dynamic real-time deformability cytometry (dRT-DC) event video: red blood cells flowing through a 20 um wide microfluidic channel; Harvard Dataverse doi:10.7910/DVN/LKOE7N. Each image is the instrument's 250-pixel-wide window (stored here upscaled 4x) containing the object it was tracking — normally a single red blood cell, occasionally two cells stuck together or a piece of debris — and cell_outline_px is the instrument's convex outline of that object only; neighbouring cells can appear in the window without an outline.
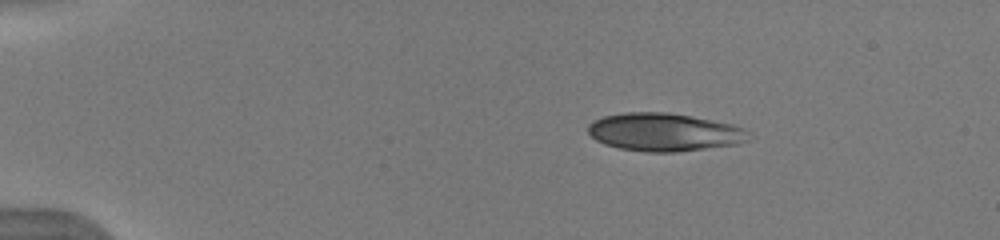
{"species": "human", "species_latin": "Homo sapiens", "temperature_condition": "warm", "stored_images_in_passage": 43, "camera_frame_rate_fps": 3000, "um_per_image_px": 0.085, "donor": {"sex": "male"}, "frame": {"image": 1, "passage_image": 1, "time_ms": 0.0, "image_size_px": [1000, 240], "cell_outline_px": [[756, 136], [740, 144], [676, 152], [644, 152], [620, 148], [604, 144], [596, 140], [588, 132], [588, 124], [592, 120], [604, 116], [624, 112], [668, 112], [692, 116], [732, 124], [748, 128]], "centroid_in_image_um": [56.54, 11.23], "position_along_channel_um": 28.5, "area_um2": 36.24}}
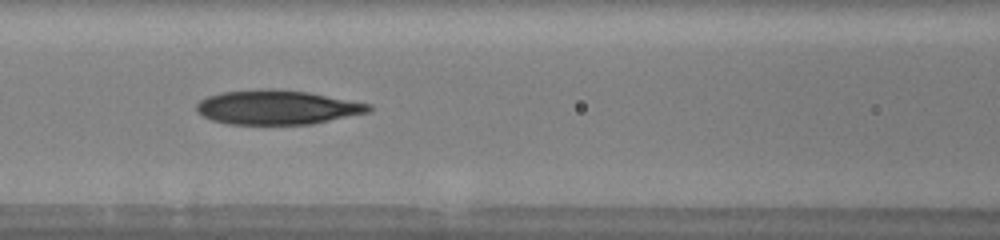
{"frame": {"image": 2, "passage_image": 16, "time_ms": 5.0, "image_size_px": [1000, 240], "cell_outline_px": [[372, 108], [368, 112], [312, 124], [228, 124], [212, 120], [204, 116], [196, 108], [196, 104], [200, 100], [208, 96], [224, 92], [268, 88], [308, 92], [372, 104]], "centroid_in_image_um": [23.57, 9.12], "position_along_channel_um": 143.0, "area_um2": 34.16}}
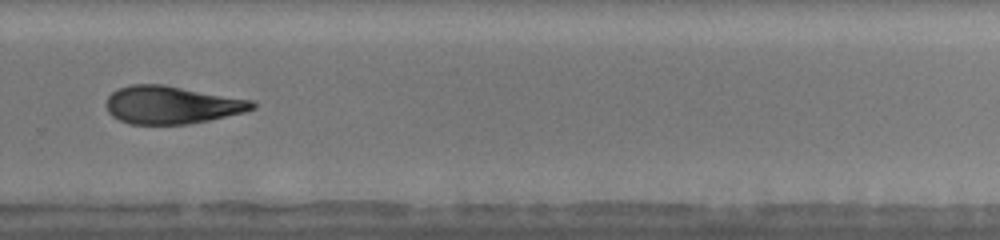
{"frame": {"image": 3, "passage_image": 29, "time_ms": 9.333, "image_size_px": [1000, 240], "cell_outline_px": [[256, 108], [244, 112], [208, 120], [188, 124], [128, 124], [112, 116], [108, 112], [104, 104], [108, 96], [112, 92], [120, 88], [132, 84], [164, 84], [256, 100]], "centroid_in_image_um": [14.61, 8.91], "position_along_channel_um": 315.2, "area_um2": 32.54}, "authors_computed_cell_mechanics": {"area_um2": 34.102, "velocity_mm_per_s": 3.9851, "shape_relaxation_time_tau1_ms": 7.3101, "shape_relaxation_time_tau2_ms": 3.4551, "deformation_change_tau1": 0.1944, "deformation_change_tau2": 0.0992}}